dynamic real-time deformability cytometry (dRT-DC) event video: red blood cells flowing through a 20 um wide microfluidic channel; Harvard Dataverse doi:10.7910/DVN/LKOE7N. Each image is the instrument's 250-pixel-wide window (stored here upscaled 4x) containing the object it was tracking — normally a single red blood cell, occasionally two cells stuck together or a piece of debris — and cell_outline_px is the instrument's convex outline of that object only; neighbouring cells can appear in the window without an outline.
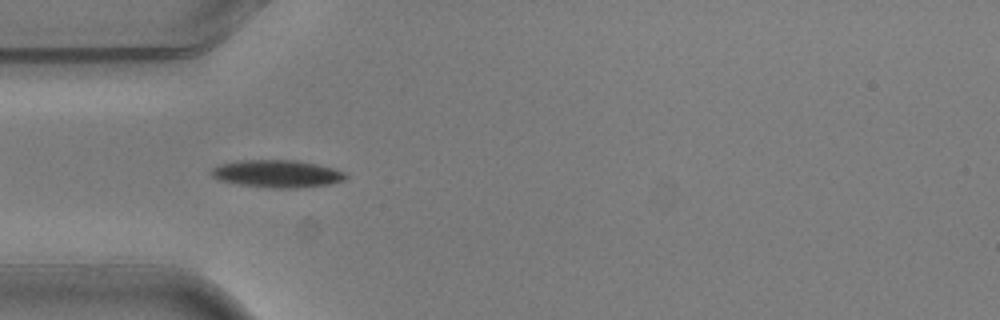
{"species": "common noctule bat (a hibernating species)", "species_latin": "Nyctalus noctula", "temperature_condition": "warm", "stored_images_in_passage": 5, "camera_frame_rate_fps": 3000, "um_per_image_px": 0.085, "animal": {"sex": "male", "body_mass_g": 20.5, "forearm_length_mm": 52.5}, "frame": {"image": 1, "passage_image": 1, "time_ms": 0.0, "image_size_px": [1000, 320], "cell_outline_px": [[348, 176], [344, 180], [332, 184], [296, 188], [272, 188], [236, 184], [220, 180], [212, 176], [208, 172], [212, 168], [220, 164], [240, 160], [296, 160], [316, 164], [348, 172]], "centroid_in_image_um": [23.57, 14.77], "position_along_channel_um": 61.4, "area_um2": 21.73}}
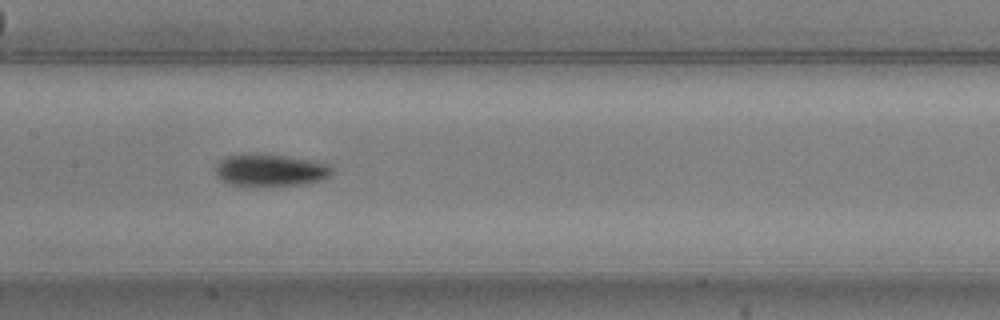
{"frame": {"image": 2, "passage_image": 4, "time_ms": 1.0, "image_size_px": [1000, 320], "cell_outline_px": [[332, 172], [328, 176], [320, 180], [304, 184], [264, 188], [248, 188], [228, 184], [220, 180], [216, 176], [216, 164], [224, 156], [244, 152], [256, 152], [284, 156], [308, 160], [328, 164], [332, 168]], "centroid_in_image_um": [22.86, 14.49], "position_along_channel_um": 184.5, "area_um2": 22.95}}
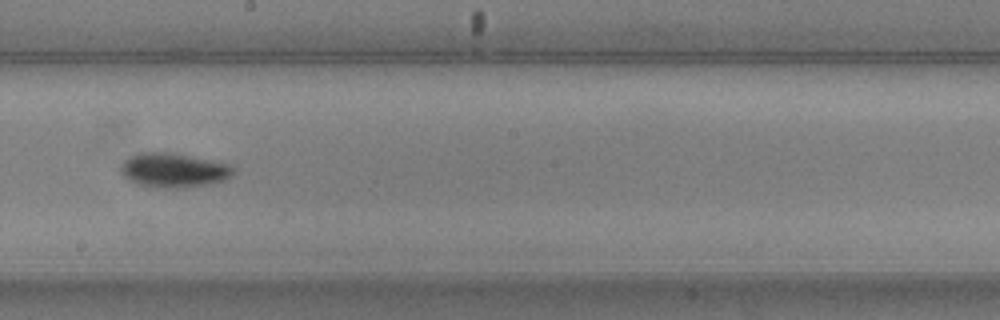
{"frame": {"image": 3, "passage_image": 5, "time_ms": 1.333, "image_size_px": [1000, 320], "cell_outline_px": [[236, 172], [232, 176], [224, 180], [184, 188], [160, 188], [136, 184], [128, 180], [120, 172], [120, 164], [124, 160], [140, 152], [168, 152], [212, 160], [228, 164], [236, 168]], "centroid_in_image_um": [14.74, 14.47], "position_along_channel_um": 233.5, "area_um2": 22.66}}